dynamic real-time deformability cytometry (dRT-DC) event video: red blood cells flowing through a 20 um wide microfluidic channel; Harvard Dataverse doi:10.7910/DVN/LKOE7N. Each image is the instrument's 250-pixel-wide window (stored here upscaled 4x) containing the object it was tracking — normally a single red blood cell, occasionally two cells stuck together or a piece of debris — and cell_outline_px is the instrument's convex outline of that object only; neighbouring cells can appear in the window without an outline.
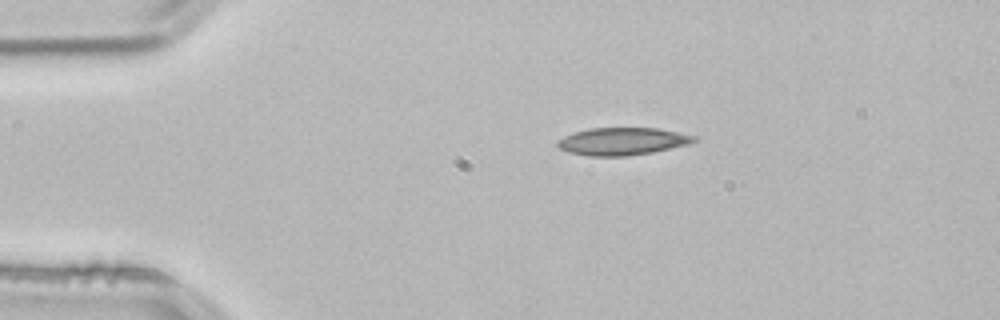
{"species": "common noctule bat (a hibernating species)", "species_latin": "Nyctalus noctula", "temperature_condition": "room temperature", "stored_images_in_passage": 43, "camera_frame_rate_fps": 3000, "um_per_image_px": 0.085, "animal": {"sex": "male", "body_mass_g": 21.5, "forearm_length_mm": 52.0}, "frame": {"image": 1, "passage_image": 1, "time_ms": 0.0, "image_size_px": [1000, 320], "cell_outline_px": [[700, 140], [692, 144], [652, 152], [628, 156], [588, 156], [568, 152], [560, 148], [556, 144], [556, 140], [564, 136], [588, 128], [656, 128], [696, 136]], "centroid_in_image_um": [52.93, 12.02], "position_along_channel_um": 32.1, "area_um2": 22.02}}
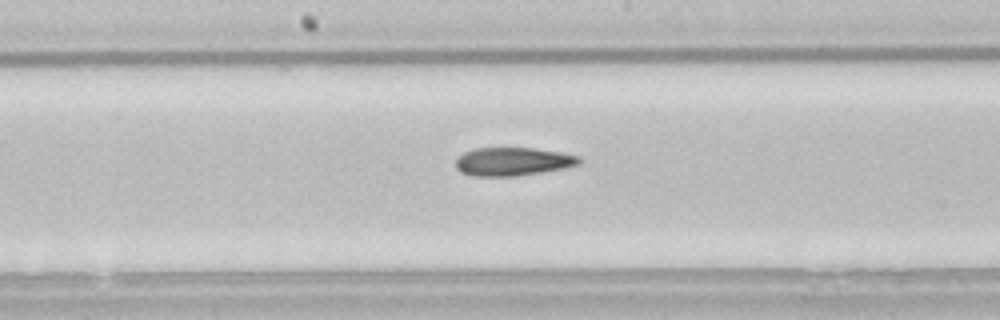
{"frame": {"image": 2, "passage_image": 18, "time_ms": 5.667, "image_size_px": [1000, 320], "cell_outline_px": [[584, 160], [580, 164], [564, 168], [516, 176], [472, 176], [460, 172], [456, 168], [456, 160], [464, 152], [476, 148], [532, 148], [560, 152], [580, 156]], "centroid_in_image_um": [43.61, 13.73], "position_along_channel_um": 204.6, "area_um2": 20.4}}
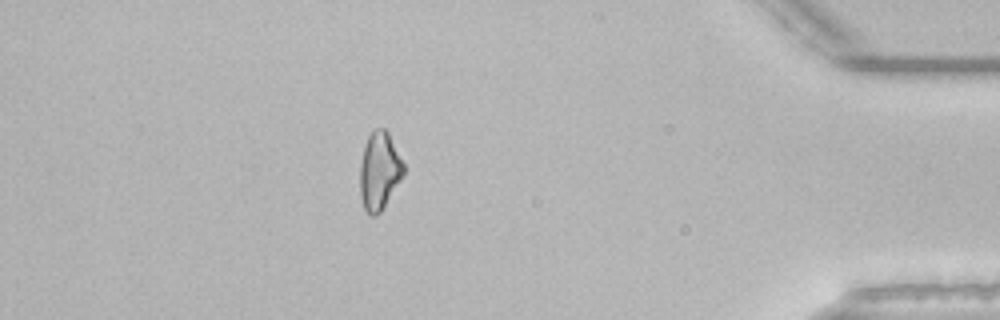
{"frame": {"image": 3, "passage_image": 37, "time_ms": 12.0, "image_size_px": [1000, 320], "cell_outline_px": [[404, 172], [400, 180], [380, 212], [376, 216], [368, 216], [364, 208], [360, 196], [360, 164], [364, 144], [368, 136], [376, 128], [384, 128], [388, 132], [404, 164]], "centroid_in_image_um": [32.22, 14.53], "position_along_channel_um": 403.0, "area_um2": 19.65}}